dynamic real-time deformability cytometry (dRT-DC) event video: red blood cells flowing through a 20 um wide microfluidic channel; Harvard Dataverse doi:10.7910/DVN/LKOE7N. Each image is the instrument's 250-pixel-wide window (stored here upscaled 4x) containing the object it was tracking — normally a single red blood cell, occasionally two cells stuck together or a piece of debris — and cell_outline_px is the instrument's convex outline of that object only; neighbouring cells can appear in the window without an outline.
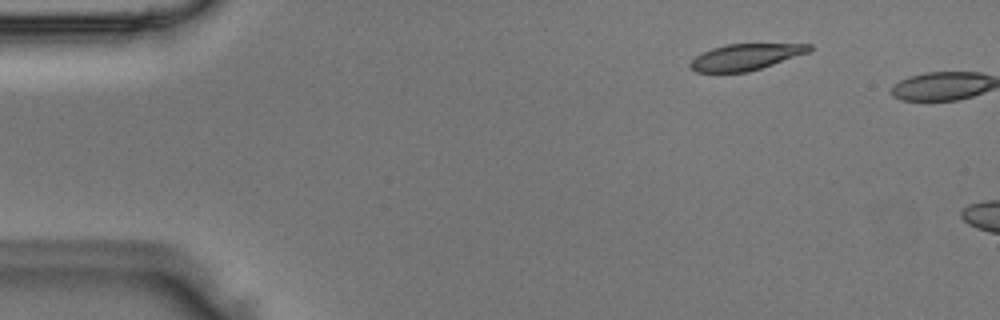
{"species": "Egyptian fruit bat (a non-hibernating species)", "species_latin": "Rousettus aegyptiacus", "temperature_condition": "room temperature", "stored_images_in_passage": 3, "camera_frame_rate_fps": 3000, "um_per_image_px": 0.085, "animal": {"sex": "male"}, "frame": {"image": 1, "passage_image": 2, "time_ms": 0.333, "image_size_px": [1000, 320], "cell_outline_px": [[812, 48], [808, 52], [748, 72], [696, 72], [688, 68], [688, 64], [700, 52], [724, 44], [812, 44]], "centroid_in_image_um": [63.29, 4.84], "position_along_channel_um": 21.7, "area_um2": 18.09}}